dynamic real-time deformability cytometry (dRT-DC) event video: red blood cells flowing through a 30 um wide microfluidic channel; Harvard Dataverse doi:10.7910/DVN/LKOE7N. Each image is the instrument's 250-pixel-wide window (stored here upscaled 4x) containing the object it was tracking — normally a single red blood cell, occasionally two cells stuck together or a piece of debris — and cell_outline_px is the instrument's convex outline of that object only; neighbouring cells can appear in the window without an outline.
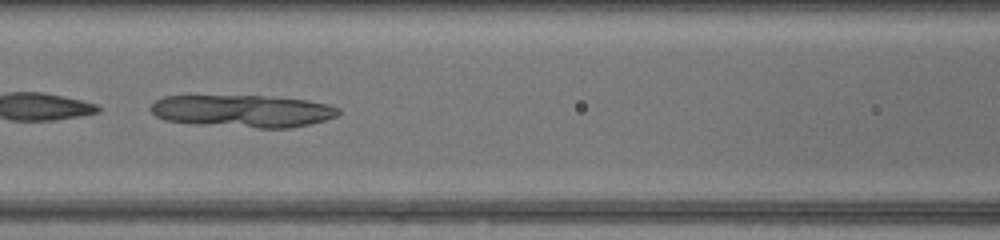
{"species": "common noctule bat (a hibernating species)", "species_latin": "Nyctalus noctula", "temperature_condition": "warm", "stored_images_in_passage": 45, "camera_frame_rate_fps": 3000, "um_per_image_px": 0.085, "animal": {"sex": "female", "body_mass_g": 17.0, "forearm_length_mm": 48.0}, "frame": {"image": 1, "passage_image": 21, "time_ms": 6.667, "image_size_px": [1000, 240], "cell_outline_px": [[340, 112], [336, 116], [324, 120], [292, 128], [256, 128], [196, 124], [164, 120], [156, 116], [148, 108], [156, 100], [164, 96], [264, 96], [308, 100], [328, 104], [340, 108]], "centroid_in_image_um": [20.62, 9.44], "position_along_channel_um": 146.0, "area_um2": 35.49}}
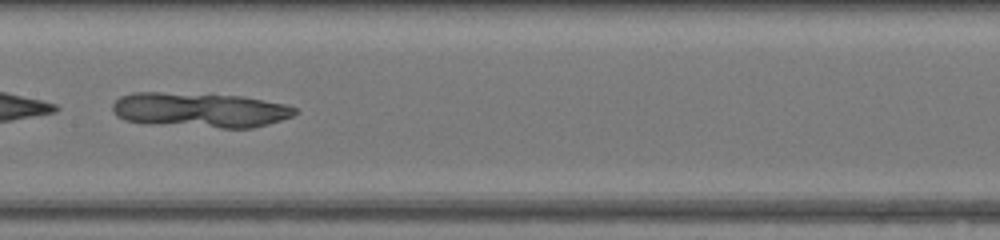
{"frame": {"image": 2, "passage_image": 24, "time_ms": 7.667, "image_size_px": [1000, 240], "cell_outline_px": [[300, 112], [292, 116], [268, 124], [252, 128], [220, 128], [148, 124], [124, 120], [116, 116], [112, 112], [112, 104], [120, 96], [132, 92], [160, 92], [240, 96], [284, 104], [296, 108]], "centroid_in_image_um": [16.94, 9.36], "position_along_channel_um": 190.5, "area_um2": 37.34}}
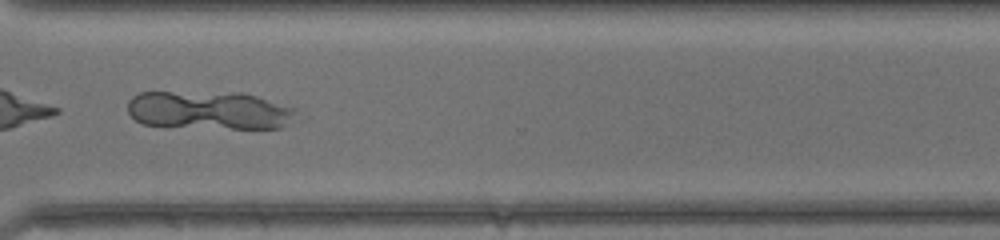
{"frame": {"image": 3, "passage_image": 35, "time_ms": 11.333, "image_size_px": [1000, 240], "cell_outline_px": [[296, 116], [292, 120], [280, 128], [232, 128], [144, 124], [136, 120], [128, 112], [128, 100], [132, 96], [140, 92], [240, 92], [256, 96], [296, 108]], "centroid_in_image_um": [17.79, 9.35], "position_along_channel_um": 352.8, "area_um2": 37.34}}